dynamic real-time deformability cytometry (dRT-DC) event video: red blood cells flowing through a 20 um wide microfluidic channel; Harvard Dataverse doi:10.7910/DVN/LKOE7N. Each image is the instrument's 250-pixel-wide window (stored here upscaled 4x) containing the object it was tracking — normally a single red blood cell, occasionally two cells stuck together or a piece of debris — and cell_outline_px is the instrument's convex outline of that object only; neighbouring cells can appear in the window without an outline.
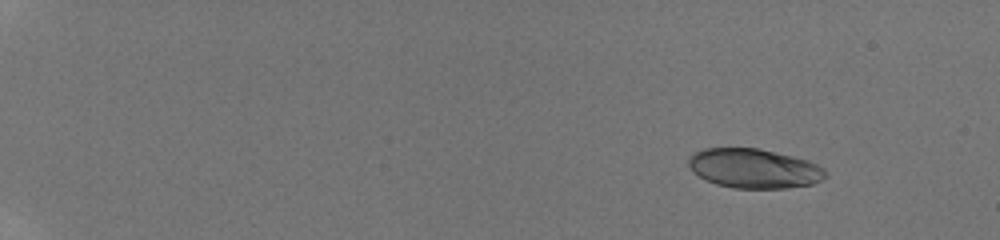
{"species": "human", "species_latin": "Homo sapiens", "temperature_condition": "room temperature", "stored_images_in_passage": 39, "camera_frame_rate_fps": 3000, "um_per_image_px": 0.085, "donor": {"sex": "male"}, "frame": {"image": 1, "passage_image": 4, "time_ms": 2.0, "image_size_px": [1000, 240], "cell_outline_px": [[828, 176], [812, 184], [784, 188], [732, 188], [716, 184], [700, 176], [688, 164], [688, 156], [692, 152], [704, 148], [760, 148], [808, 160], [824, 168], [828, 172]], "centroid_in_image_um": [64.11, 14.31], "position_along_channel_um": 20.9, "area_um2": 31.5}}
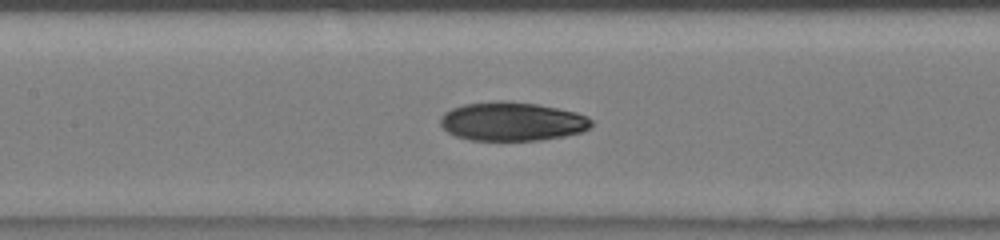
{"frame": {"image": 2, "passage_image": 22, "time_ms": 9.667, "image_size_px": [1000, 240], "cell_outline_px": [[592, 124], [584, 132], [564, 136], [540, 140], [468, 140], [456, 136], [448, 132], [440, 124], [440, 116], [444, 112], [452, 108], [464, 104], [496, 100], [504, 100], [536, 104], [576, 112], [588, 116], [592, 120]], "centroid_in_image_um": [43.52, 10.32], "position_along_channel_um": 163.9, "area_um2": 34.33}}
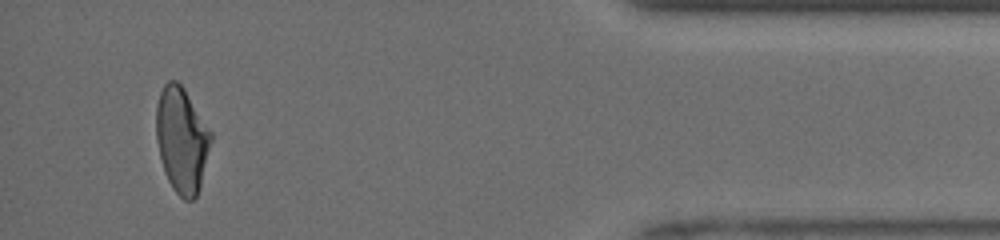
{"frame": {"image": 3, "passage_image": 39, "time_ms": 17.0, "image_size_px": [1000, 240], "cell_outline_px": [[212, 140], [200, 188], [196, 196], [192, 200], [184, 200], [172, 188], [168, 180], [160, 156], [156, 140], [156, 104], [160, 92], [164, 84], [168, 80], [176, 80], [184, 88], [212, 132]], "centroid_in_image_um": [15.45, 11.87], "position_along_channel_um": 419.7, "area_um2": 33.7}, "authors_computed_cell_mechanics": {"area_um2": 33.524, "velocity_mm_per_s": 4.0982, "shape_relaxation_time_tau1_ms": 4.6613, "shape_relaxation_time_tau2_ms": 2.4492, "deformation_change_tau1": 0.1821, "deformation_change_tau2": 0.073}}